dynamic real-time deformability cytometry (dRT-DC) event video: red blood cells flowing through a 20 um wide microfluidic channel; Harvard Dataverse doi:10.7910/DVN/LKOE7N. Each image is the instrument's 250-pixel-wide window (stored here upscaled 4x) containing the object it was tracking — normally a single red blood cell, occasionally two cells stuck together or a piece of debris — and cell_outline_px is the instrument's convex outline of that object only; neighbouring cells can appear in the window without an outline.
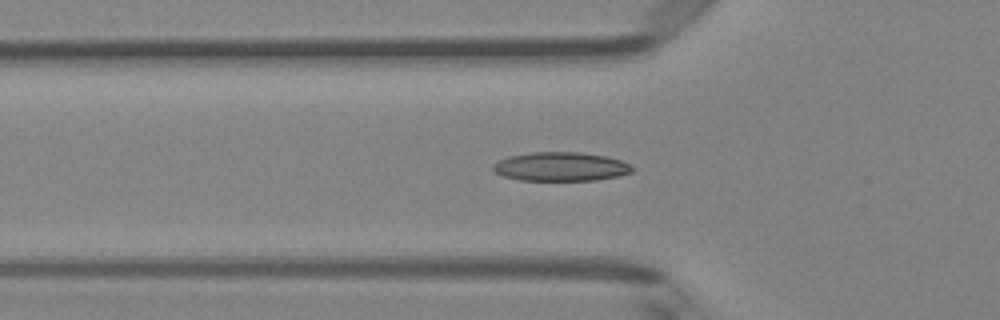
{"species": "Egyptian fruit bat (a non-hibernating species)", "species_latin": "Rousettus aegyptiacus", "temperature_condition": "room temperature", "stored_images_in_passage": 48, "camera_frame_rate_fps": 3000, "um_per_image_px": 0.085, "animal": {"sex": "female"}, "frame": {"image": 1, "passage_image": 17, "time_ms": 5.333, "image_size_px": [1000, 320], "cell_outline_px": [[636, 168], [632, 172], [620, 176], [596, 180], [520, 180], [504, 176], [496, 172], [492, 168], [492, 164], [508, 156], [532, 152], [580, 152], [604, 156], [620, 160]], "centroid_in_image_um": [47.68, 14.16], "position_along_channel_um": 78.1, "area_um2": 23.41}}
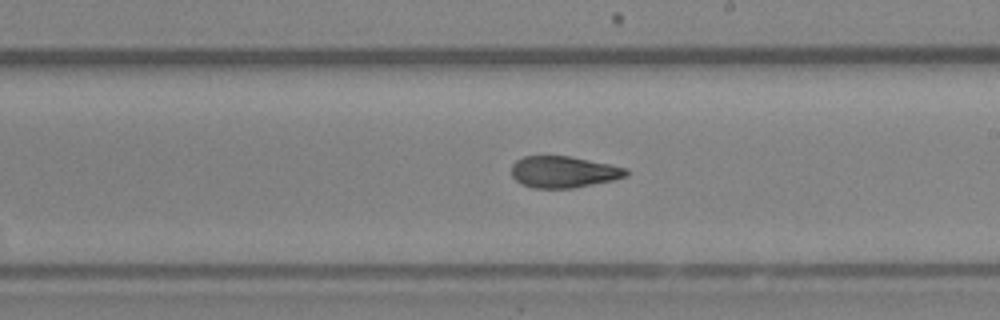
{"frame": {"image": 2, "passage_image": 29, "time_ms": 9.333, "image_size_px": [1000, 320], "cell_outline_px": [[628, 176], [612, 180], [572, 188], [532, 188], [520, 184], [512, 176], [512, 164], [516, 160], [524, 156], [568, 156], [628, 168]], "centroid_in_image_um": [47.88, 14.62], "position_along_channel_um": 241.1, "area_um2": 20.98}}
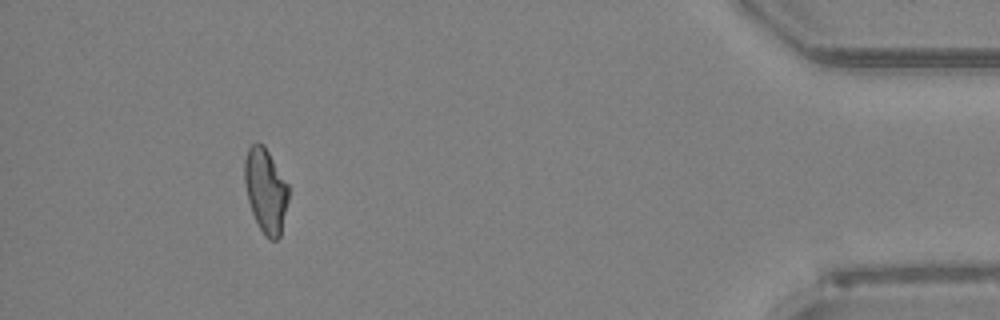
{"frame": {"image": 3, "passage_image": 46, "time_ms": 15.0, "image_size_px": [1000, 320], "cell_outline_px": [[288, 200], [280, 236], [276, 240], [268, 240], [264, 236], [252, 212], [248, 200], [244, 184], [244, 160], [248, 148], [256, 140], [264, 144], [288, 184]], "centroid_in_image_um": [22.57, 16.17], "position_along_channel_um": 412.6, "area_um2": 21.73}, "authors_computed_cell_mechanics": {"area_um2": 22.0507, "velocity_mm_per_s": 4.0871, "shape_relaxation_time_tau1_ms": 9.4954, "shape_relaxation_time_tau2_ms": 1.9512, "deformation_change_tau1": 0.2171, "deformation_change_tau2": 0.0767}}